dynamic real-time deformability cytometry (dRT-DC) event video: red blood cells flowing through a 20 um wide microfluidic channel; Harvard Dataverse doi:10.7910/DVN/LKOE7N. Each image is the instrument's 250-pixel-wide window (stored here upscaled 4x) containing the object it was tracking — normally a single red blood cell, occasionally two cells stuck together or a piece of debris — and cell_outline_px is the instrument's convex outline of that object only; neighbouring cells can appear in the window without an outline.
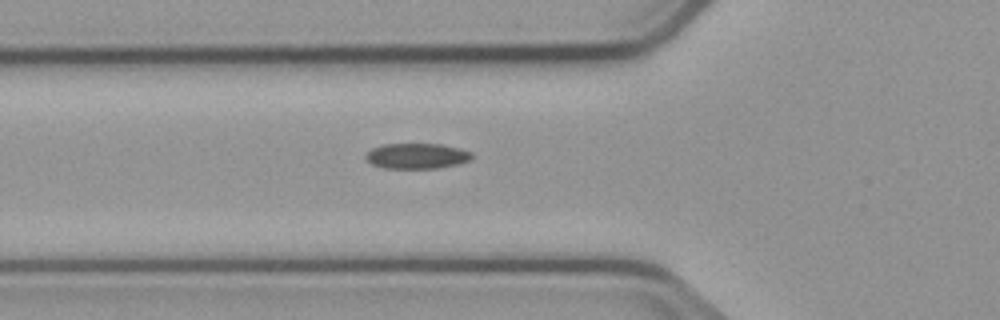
{"species": "common noctule bat (a hibernating species)", "species_latin": "Nyctalus noctula", "temperature_condition": "cold", "stored_images_in_passage": 40, "camera_frame_rate_fps": 3000, "um_per_image_px": 0.085, "animal": {"sex": "male", "body_mass_g": 23.1, "forearm_length_mm": 52.7}, "frame": {"image": 1, "passage_image": 8, "time_ms": 2.333, "image_size_px": [1000, 320], "cell_outline_px": [[472, 160], [460, 164], [436, 168], [384, 168], [372, 164], [364, 156], [372, 148], [384, 144], [440, 144], [460, 148], [472, 152]], "centroid_in_image_um": [35.47, 13.26], "position_along_channel_um": 90.3, "area_um2": 15.78}}
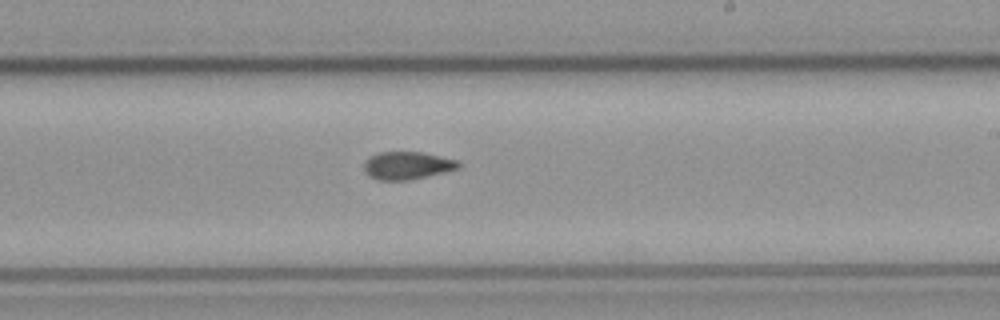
{"frame": {"image": 2, "passage_image": 21, "time_ms": 6.667, "image_size_px": [1000, 320], "cell_outline_px": [[460, 168], [412, 180], [376, 180], [368, 176], [364, 172], [364, 160], [380, 152], [420, 152], [460, 160]], "centroid_in_image_um": [34.61, 14.08], "position_along_channel_um": 254.4, "area_um2": 15.43}}
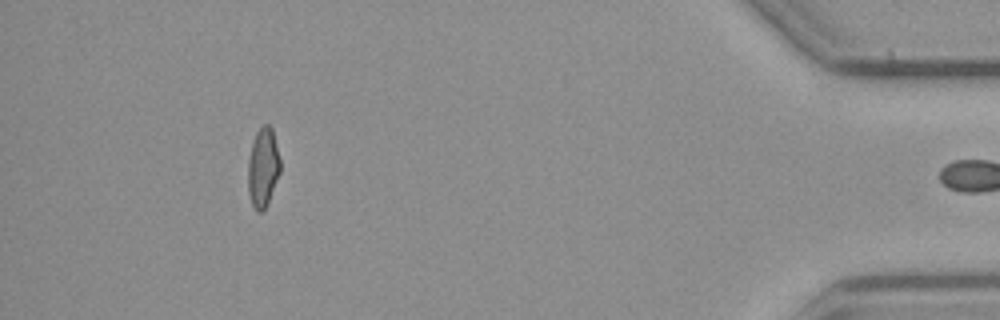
{"frame": {"image": 3, "passage_image": 39, "time_ms": 12.667, "image_size_px": [1000, 320], "cell_outline_px": [[280, 172], [268, 200], [264, 208], [260, 212], [256, 212], [252, 204], [248, 192], [248, 160], [252, 144], [256, 132], [264, 124], [268, 124], [272, 128], [280, 160]], "centroid_in_image_um": [22.34, 14.22], "position_along_channel_um": 412.9, "area_um2": 14.62}, "authors_computed_cell_mechanics": {"area_um2": 15.5771, "velocity_mm_per_s": 3.7533, "shape_relaxation_time_tau1_ms": 8.0483, "shape_relaxation_time_tau2_ms": null, "deformation_change_tau1": 0.1472, "deformation_change_tau2": null}}